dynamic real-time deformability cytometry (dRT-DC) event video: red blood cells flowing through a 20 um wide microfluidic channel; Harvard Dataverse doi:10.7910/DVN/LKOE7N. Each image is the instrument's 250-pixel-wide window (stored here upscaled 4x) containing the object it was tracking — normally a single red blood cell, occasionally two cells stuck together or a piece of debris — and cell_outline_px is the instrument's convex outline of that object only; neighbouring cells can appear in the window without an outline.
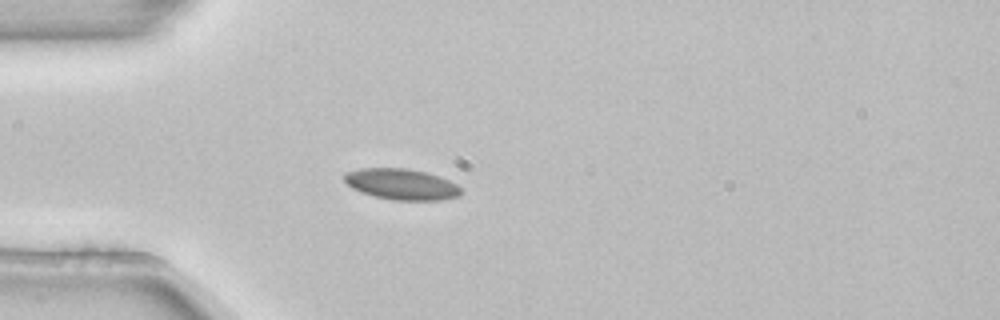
{"species": "common noctule bat (a hibernating species)", "species_latin": "Nyctalus noctula", "temperature_condition": "room temperature", "stored_images_in_passage": 1, "camera_frame_rate_fps": 3000, "um_per_image_px": 0.085, "animal": {"sex": "female", "body_mass_g": 22.7, "forearm_length_mm": 54.2}, "frame": {"image": 1, "passage_image": 1, "time_ms": 0.0, "image_size_px": [1000, 320], "cell_outline_px": [[464, 192], [460, 196], [440, 200], [392, 200], [360, 192], [352, 188], [344, 180], [344, 172], [360, 168], [404, 168], [424, 172], [440, 176], [456, 184]], "centroid_in_image_um": [34.13, 15.66], "position_along_channel_um": 50.9, "area_um2": 21.1}}